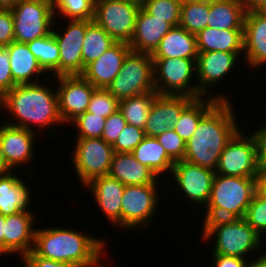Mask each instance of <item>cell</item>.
<instances>
[{
  "instance_id": "6da1fadb",
  "label": "cell",
  "mask_w": 266,
  "mask_h": 267,
  "mask_svg": "<svg viewBox=\"0 0 266 267\" xmlns=\"http://www.w3.org/2000/svg\"><path fill=\"white\" fill-rule=\"evenodd\" d=\"M40 83L16 85L0 98V108L8 111L16 122H6L9 125L34 131L33 127L55 133L51 126L64 123L60 113L57 89ZM1 111V110H0ZM48 126V127H46ZM51 128H50V127ZM53 131V132H51Z\"/></svg>"
},
{
  "instance_id": "7a4b0ae2",
  "label": "cell",
  "mask_w": 266,
  "mask_h": 267,
  "mask_svg": "<svg viewBox=\"0 0 266 267\" xmlns=\"http://www.w3.org/2000/svg\"><path fill=\"white\" fill-rule=\"evenodd\" d=\"M231 101H219L199 122L186 143L184 160L216 170L228 141L241 128L236 121Z\"/></svg>"
},
{
  "instance_id": "3957f363",
  "label": "cell",
  "mask_w": 266,
  "mask_h": 267,
  "mask_svg": "<svg viewBox=\"0 0 266 267\" xmlns=\"http://www.w3.org/2000/svg\"><path fill=\"white\" fill-rule=\"evenodd\" d=\"M45 228L35 230L33 251L38 256L86 267H102L100 258L106 248L104 240L83 231L58 226Z\"/></svg>"
},
{
  "instance_id": "277c9868",
  "label": "cell",
  "mask_w": 266,
  "mask_h": 267,
  "mask_svg": "<svg viewBox=\"0 0 266 267\" xmlns=\"http://www.w3.org/2000/svg\"><path fill=\"white\" fill-rule=\"evenodd\" d=\"M202 239L214 238L212 254H222L247 259L261 249L262 237L244 218L204 219Z\"/></svg>"
},
{
  "instance_id": "5b68a950",
  "label": "cell",
  "mask_w": 266,
  "mask_h": 267,
  "mask_svg": "<svg viewBox=\"0 0 266 267\" xmlns=\"http://www.w3.org/2000/svg\"><path fill=\"white\" fill-rule=\"evenodd\" d=\"M255 194V178L216 174L204 219L244 218Z\"/></svg>"
},
{
  "instance_id": "8992f818",
  "label": "cell",
  "mask_w": 266,
  "mask_h": 267,
  "mask_svg": "<svg viewBox=\"0 0 266 267\" xmlns=\"http://www.w3.org/2000/svg\"><path fill=\"white\" fill-rule=\"evenodd\" d=\"M238 130L223 149L216 174L255 178L260 171L259 144L254 132Z\"/></svg>"
},
{
  "instance_id": "52a82bcc",
  "label": "cell",
  "mask_w": 266,
  "mask_h": 267,
  "mask_svg": "<svg viewBox=\"0 0 266 267\" xmlns=\"http://www.w3.org/2000/svg\"><path fill=\"white\" fill-rule=\"evenodd\" d=\"M153 81L158 94L187 95L198 98L196 60L185 58H152Z\"/></svg>"
},
{
  "instance_id": "ba28073f",
  "label": "cell",
  "mask_w": 266,
  "mask_h": 267,
  "mask_svg": "<svg viewBox=\"0 0 266 267\" xmlns=\"http://www.w3.org/2000/svg\"><path fill=\"white\" fill-rule=\"evenodd\" d=\"M107 90L119 101L147 92H156L151 54L131 50Z\"/></svg>"
},
{
  "instance_id": "9c48e42d",
  "label": "cell",
  "mask_w": 266,
  "mask_h": 267,
  "mask_svg": "<svg viewBox=\"0 0 266 267\" xmlns=\"http://www.w3.org/2000/svg\"><path fill=\"white\" fill-rule=\"evenodd\" d=\"M14 41L28 43L52 33V0H20L12 9Z\"/></svg>"
},
{
  "instance_id": "30bf717a",
  "label": "cell",
  "mask_w": 266,
  "mask_h": 267,
  "mask_svg": "<svg viewBox=\"0 0 266 267\" xmlns=\"http://www.w3.org/2000/svg\"><path fill=\"white\" fill-rule=\"evenodd\" d=\"M141 5L129 0H95L93 21L116 42L130 43Z\"/></svg>"
},
{
  "instance_id": "8fae6325",
  "label": "cell",
  "mask_w": 266,
  "mask_h": 267,
  "mask_svg": "<svg viewBox=\"0 0 266 267\" xmlns=\"http://www.w3.org/2000/svg\"><path fill=\"white\" fill-rule=\"evenodd\" d=\"M159 183L126 185L121 200V228H148L159 202Z\"/></svg>"
},
{
  "instance_id": "7c38bea8",
  "label": "cell",
  "mask_w": 266,
  "mask_h": 267,
  "mask_svg": "<svg viewBox=\"0 0 266 267\" xmlns=\"http://www.w3.org/2000/svg\"><path fill=\"white\" fill-rule=\"evenodd\" d=\"M72 162L80 183L85 186L98 176L108 175L114 149L102 138H76Z\"/></svg>"
},
{
  "instance_id": "4fadbf2b",
  "label": "cell",
  "mask_w": 266,
  "mask_h": 267,
  "mask_svg": "<svg viewBox=\"0 0 266 267\" xmlns=\"http://www.w3.org/2000/svg\"><path fill=\"white\" fill-rule=\"evenodd\" d=\"M57 97L59 113L65 123L71 124L83 115L90 103L92 93L96 89L82 75L57 76Z\"/></svg>"
},
{
  "instance_id": "5bb4252c",
  "label": "cell",
  "mask_w": 266,
  "mask_h": 267,
  "mask_svg": "<svg viewBox=\"0 0 266 267\" xmlns=\"http://www.w3.org/2000/svg\"><path fill=\"white\" fill-rule=\"evenodd\" d=\"M52 33L59 46V76L81 75L83 73L82 46L86 32V20L69 19L62 31L55 29Z\"/></svg>"
},
{
  "instance_id": "9a60e30c",
  "label": "cell",
  "mask_w": 266,
  "mask_h": 267,
  "mask_svg": "<svg viewBox=\"0 0 266 267\" xmlns=\"http://www.w3.org/2000/svg\"><path fill=\"white\" fill-rule=\"evenodd\" d=\"M170 179H174V183L183 191L182 193L189 198L194 204L207 205L213 180L215 177V171L206 167H201L189 163L185 160L176 161L172 171Z\"/></svg>"
},
{
  "instance_id": "2e32d148",
  "label": "cell",
  "mask_w": 266,
  "mask_h": 267,
  "mask_svg": "<svg viewBox=\"0 0 266 267\" xmlns=\"http://www.w3.org/2000/svg\"><path fill=\"white\" fill-rule=\"evenodd\" d=\"M243 52L210 51L199 52L196 60L198 98L207 97L212 86L220 83L228 73L233 72ZM240 55V56H239ZM239 56V57H238ZM210 88V89H209Z\"/></svg>"
},
{
  "instance_id": "e0dca14e",
  "label": "cell",
  "mask_w": 266,
  "mask_h": 267,
  "mask_svg": "<svg viewBox=\"0 0 266 267\" xmlns=\"http://www.w3.org/2000/svg\"><path fill=\"white\" fill-rule=\"evenodd\" d=\"M194 100L187 95L157 94L144 128L146 136L156 137L173 129L182 111Z\"/></svg>"
},
{
  "instance_id": "ac0fdd59",
  "label": "cell",
  "mask_w": 266,
  "mask_h": 267,
  "mask_svg": "<svg viewBox=\"0 0 266 267\" xmlns=\"http://www.w3.org/2000/svg\"><path fill=\"white\" fill-rule=\"evenodd\" d=\"M0 125V147L7 166L12 170L18 165L32 163L36 132L7 123ZM4 124V125H3ZM30 160V161H29Z\"/></svg>"
},
{
  "instance_id": "d6986e66",
  "label": "cell",
  "mask_w": 266,
  "mask_h": 267,
  "mask_svg": "<svg viewBox=\"0 0 266 267\" xmlns=\"http://www.w3.org/2000/svg\"><path fill=\"white\" fill-rule=\"evenodd\" d=\"M35 214L30 210L5 216L4 255L20 254L21 260L33 250Z\"/></svg>"
},
{
  "instance_id": "ffe728a7",
  "label": "cell",
  "mask_w": 266,
  "mask_h": 267,
  "mask_svg": "<svg viewBox=\"0 0 266 267\" xmlns=\"http://www.w3.org/2000/svg\"><path fill=\"white\" fill-rule=\"evenodd\" d=\"M130 51L128 43L116 42L100 57L88 64L81 75L94 87L107 89L118 75Z\"/></svg>"
},
{
  "instance_id": "44dd1931",
  "label": "cell",
  "mask_w": 266,
  "mask_h": 267,
  "mask_svg": "<svg viewBox=\"0 0 266 267\" xmlns=\"http://www.w3.org/2000/svg\"><path fill=\"white\" fill-rule=\"evenodd\" d=\"M244 59L251 68L266 63V10L245 13L243 26Z\"/></svg>"
},
{
  "instance_id": "7402d4cb",
  "label": "cell",
  "mask_w": 266,
  "mask_h": 267,
  "mask_svg": "<svg viewBox=\"0 0 266 267\" xmlns=\"http://www.w3.org/2000/svg\"><path fill=\"white\" fill-rule=\"evenodd\" d=\"M84 187L89 188L108 221L121 228V200L125 185L110 175L98 176Z\"/></svg>"
},
{
  "instance_id": "603a6c76",
  "label": "cell",
  "mask_w": 266,
  "mask_h": 267,
  "mask_svg": "<svg viewBox=\"0 0 266 267\" xmlns=\"http://www.w3.org/2000/svg\"><path fill=\"white\" fill-rule=\"evenodd\" d=\"M172 27L170 23L148 14L141 7L129 46L132 51L152 54Z\"/></svg>"
},
{
  "instance_id": "cb8c5ba5",
  "label": "cell",
  "mask_w": 266,
  "mask_h": 267,
  "mask_svg": "<svg viewBox=\"0 0 266 267\" xmlns=\"http://www.w3.org/2000/svg\"><path fill=\"white\" fill-rule=\"evenodd\" d=\"M108 175L123 185L155 184L159 177L132 153H114Z\"/></svg>"
},
{
  "instance_id": "d4e9b609",
  "label": "cell",
  "mask_w": 266,
  "mask_h": 267,
  "mask_svg": "<svg viewBox=\"0 0 266 267\" xmlns=\"http://www.w3.org/2000/svg\"><path fill=\"white\" fill-rule=\"evenodd\" d=\"M6 48L9 53L11 75L16 85L41 82L39 80L40 74L43 73L41 75L43 76L46 72L39 65L38 60L28 48L27 43L13 41Z\"/></svg>"
},
{
  "instance_id": "484cf974",
  "label": "cell",
  "mask_w": 266,
  "mask_h": 267,
  "mask_svg": "<svg viewBox=\"0 0 266 267\" xmlns=\"http://www.w3.org/2000/svg\"><path fill=\"white\" fill-rule=\"evenodd\" d=\"M24 181L13 170L0 175V214L3 216L29 210L32 194Z\"/></svg>"
},
{
  "instance_id": "4316f807",
  "label": "cell",
  "mask_w": 266,
  "mask_h": 267,
  "mask_svg": "<svg viewBox=\"0 0 266 267\" xmlns=\"http://www.w3.org/2000/svg\"><path fill=\"white\" fill-rule=\"evenodd\" d=\"M198 54L196 36L175 26L162 38L151 57L197 59Z\"/></svg>"
},
{
  "instance_id": "83f0119b",
  "label": "cell",
  "mask_w": 266,
  "mask_h": 267,
  "mask_svg": "<svg viewBox=\"0 0 266 267\" xmlns=\"http://www.w3.org/2000/svg\"><path fill=\"white\" fill-rule=\"evenodd\" d=\"M195 36L198 52H243V29L206 27Z\"/></svg>"
},
{
  "instance_id": "f1b7e54d",
  "label": "cell",
  "mask_w": 266,
  "mask_h": 267,
  "mask_svg": "<svg viewBox=\"0 0 266 267\" xmlns=\"http://www.w3.org/2000/svg\"><path fill=\"white\" fill-rule=\"evenodd\" d=\"M210 96V97H209ZM194 99L180 114L175 123L174 131L185 143L193 136L200 120L219 102L229 101L223 94ZM207 99V100H206Z\"/></svg>"
},
{
  "instance_id": "f546056e",
  "label": "cell",
  "mask_w": 266,
  "mask_h": 267,
  "mask_svg": "<svg viewBox=\"0 0 266 267\" xmlns=\"http://www.w3.org/2000/svg\"><path fill=\"white\" fill-rule=\"evenodd\" d=\"M245 13L239 0H215L209 3L207 27L243 29Z\"/></svg>"
},
{
  "instance_id": "4dcf8cb0",
  "label": "cell",
  "mask_w": 266,
  "mask_h": 267,
  "mask_svg": "<svg viewBox=\"0 0 266 267\" xmlns=\"http://www.w3.org/2000/svg\"><path fill=\"white\" fill-rule=\"evenodd\" d=\"M132 154L138 162L149 167L159 178L167 172L171 175L175 161L155 137L145 136Z\"/></svg>"
},
{
  "instance_id": "1f68e13d",
  "label": "cell",
  "mask_w": 266,
  "mask_h": 267,
  "mask_svg": "<svg viewBox=\"0 0 266 267\" xmlns=\"http://www.w3.org/2000/svg\"><path fill=\"white\" fill-rule=\"evenodd\" d=\"M116 41L93 20H86V32L82 46L83 72L85 67L100 57Z\"/></svg>"
},
{
  "instance_id": "d6a6232c",
  "label": "cell",
  "mask_w": 266,
  "mask_h": 267,
  "mask_svg": "<svg viewBox=\"0 0 266 267\" xmlns=\"http://www.w3.org/2000/svg\"><path fill=\"white\" fill-rule=\"evenodd\" d=\"M157 94V92H147L120 100L119 110L126 123L144 130L152 102Z\"/></svg>"
},
{
  "instance_id": "836d02e7",
  "label": "cell",
  "mask_w": 266,
  "mask_h": 267,
  "mask_svg": "<svg viewBox=\"0 0 266 267\" xmlns=\"http://www.w3.org/2000/svg\"><path fill=\"white\" fill-rule=\"evenodd\" d=\"M27 46L46 73L59 76V46L53 33L30 41Z\"/></svg>"
},
{
  "instance_id": "e575fe53",
  "label": "cell",
  "mask_w": 266,
  "mask_h": 267,
  "mask_svg": "<svg viewBox=\"0 0 266 267\" xmlns=\"http://www.w3.org/2000/svg\"><path fill=\"white\" fill-rule=\"evenodd\" d=\"M209 3L182 1L179 26L196 35L207 27Z\"/></svg>"
},
{
  "instance_id": "d590c367",
  "label": "cell",
  "mask_w": 266,
  "mask_h": 267,
  "mask_svg": "<svg viewBox=\"0 0 266 267\" xmlns=\"http://www.w3.org/2000/svg\"><path fill=\"white\" fill-rule=\"evenodd\" d=\"M54 14L66 19L93 20L95 0H52Z\"/></svg>"
},
{
  "instance_id": "8d00e7d4",
  "label": "cell",
  "mask_w": 266,
  "mask_h": 267,
  "mask_svg": "<svg viewBox=\"0 0 266 267\" xmlns=\"http://www.w3.org/2000/svg\"><path fill=\"white\" fill-rule=\"evenodd\" d=\"M182 0H146L141 7L150 15L179 26Z\"/></svg>"
},
{
  "instance_id": "74e56055",
  "label": "cell",
  "mask_w": 266,
  "mask_h": 267,
  "mask_svg": "<svg viewBox=\"0 0 266 267\" xmlns=\"http://www.w3.org/2000/svg\"><path fill=\"white\" fill-rule=\"evenodd\" d=\"M119 110V100L107 89L96 88L92 93L87 112L107 118Z\"/></svg>"
},
{
  "instance_id": "f35d334b",
  "label": "cell",
  "mask_w": 266,
  "mask_h": 267,
  "mask_svg": "<svg viewBox=\"0 0 266 267\" xmlns=\"http://www.w3.org/2000/svg\"><path fill=\"white\" fill-rule=\"evenodd\" d=\"M106 118L85 112L71 124L78 129L77 138H101Z\"/></svg>"
},
{
  "instance_id": "ab89813d",
  "label": "cell",
  "mask_w": 266,
  "mask_h": 267,
  "mask_svg": "<svg viewBox=\"0 0 266 267\" xmlns=\"http://www.w3.org/2000/svg\"><path fill=\"white\" fill-rule=\"evenodd\" d=\"M244 219L263 238L266 233V200L255 193Z\"/></svg>"
},
{
  "instance_id": "60d3db41",
  "label": "cell",
  "mask_w": 266,
  "mask_h": 267,
  "mask_svg": "<svg viewBox=\"0 0 266 267\" xmlns=\"http://www.w3.org/2000/svg\"><path fill=\"white\" fill-rule=\"evenodd\" d=\"M143 129L127 124L112 145L115 153H132L145 138Z\"/></svg>"
},
{
  "instance_id": "b9f144b4",
  "label": "cell",
  "mask_w": 266,
  "mask_h": 267,
  "mask_svg": "<svg viewBox=\"0 0 266 267\" xmlns=\"http://www.w3.org/2000/svg\"><path fill=\"white\" fill-rule=\"evenodd\" d=\"M156 140L163 146L166 153L176 162L184 160L186 143L174 131L169 128L166 132L155 137Z\"/></svg>"
},
{
  "instance_id": "7bdbcfd3",
  "label": "cell",
  "mask_w": 266,
  "mask_h": 267,
  "mask_svg": "<svg viewBox=\"0 0 266 267\" xmlns=\"http://www.w3.org/2000/svg\"><path fill=\"white\" fill-rule=\"evenodd\" d=\"M126 125L127 123L122 112L117 110L106 118L101 138L106 143L113 145Z\"/></svg>"
},
{
  "instance_id": "ee69618b",
  "label": "cell",
  "mask_w": 266,
  "mask_h": 267,
  "mask_svg": "<svg viewBox=\"0 0 266 267\" xmlns=\"http://www.w3.org/2000/svg\"><path fill=\"white\" fill-rule=\"evenodd\" d=\"M16 84L11 75V64L6 47H0V98Z\"/></svg>"
},
{
  "instance_id": "f6af8a7d",
  "label": "cell",
  "mask_w": 266,
  "mask_h": 267,
  "mask_svg": "<svg viewBox=\"0 0 266 267\" xmlns=\"http://www.w3.org/2000/svg\"><path fill=\"white\" fill-rule=\"evenodd\" d=\"M14 41V23L10 9H0V47L9 46Z\"/></svg>"
},
{
  "instance_id": "bcb514c9",
  "label": "cell",
  "mask_w": 266,
  "mask_h": 267,
  "mask_svg": "<svg viewBox=\"0 0 266 267\" xmlns=\"http://www.w3.org/2000/svg\"><path fill=\"white\" fill-rule=\"evenodd\" d=\"M25 267H86L80 264L58 262L38 256L33 250L22 260Z\"/></svg>"
},
{
  "instance_id": "7dc6e473",
  "label": "cell",
  "mask_w": 266,
  "mask_h": 267,
  "mask_svg": "<svg viewBox=\"0 0 266 267\" xmlns=\"http://www.w3.org/2000/svg\"><path fill=\"white\" fill-rule=\"evenodd\" d=\"M213 267H248L250 260L227 256L222 254H213Z\"/></svg>"
},
{
  "instance_id": "c3c4849f",
  "label": "cell",
  "mask_w": 266,
  "mask_h": 267,
  "mask_svg": "<svg viewBox=\"0 0 266 267\" xmlns=\"http://www.w3.org/2000/svg\"><path fill=\"white\" fill-rule=\"evenodd\" d=\"M259 128L254 130L259 144V165L260 169H266V123Z\"/></svg>"
},
{
  "instance_id": "681fc988",
  "label": "cell",
  "mask_w": 266,
  "mask_h": 267,
  "mask_svg": "<svg viewBox=\"0 0 266 267\" xmlns=\"http://www.w3.org/2000/svg\"><path fill=\"white\" fill-rule=\"evenodd\" d=\"M255 193L266 200V169H260L255 177Z\"/></svg>"
},
{
  "instance_id": "f907efd6",
  "label": "cell",
  "mask_w": 266,
  "mask_h": 267,
  "mask_svg": "<svg viewBox=\"0 0 266 267\" xmlns=\"http://www.w3.org/2000/svg\"><path fill=\"white\" fill-rule=\"evenodd\" d=\"M245 11H265L266 10V0H239Z\"/></svg>"
},
{
  "instance_id": "816d5d0a",
  "label": "cell",
  "mask_w": 266,
  "mask_h": 267,
  "mask_svg": "<svg viewBox=\"0 0 266 267\" xmlns=\"http://www.w3.org/2000/svg\"><path fill=\"white\" fill-rule=\"evenodd\" d=\"M254 259V260H252ZM250 257V262L248 264V267H266V256L264 253H261L258 257Z\"/></svg>"
},
{
  "instance_id": "f5cc1de1",
  "label": "cell",
  "mask_w": 266,
  "mask_h": 267,
  "mask_svg": "<svg viewBox=\"0 0 266 267\" xmlns=\"http://www.w3.org/2000/svg\"><path fill=\"white\" fill-rule=\"evenodd\" d=\"M4 223L5 216L0 214V254L4 255Z\"/></svg>"
},
{
  "instance_id": "db71d44e",
  "label": "cell",
  "mask_w": 266,
  "mask_h": 267,
  "mask_svg": "<svg viewBox=\"0 0 266 267\" xmlns=\"http://www.w3.org/2000/svg\"><path fill=\"white\" fill-rule=\"evenodd\" d=\"M10 171L12 170L7 166L0 147V175L6 174Z\"/></svg>"
},
{
  "instance_id": "11a10c76",
  "label": "cell",
  "mask_w": 266,
  "mask_h": 267,
  "mask_svg": "<svg viewBox=\"0 0 266 267\" xmlns=\"http://www.w3.org/2000/svg\"><path fill=\"white\" fill-rule=\"evenodd\" d=\"M20 0H0V9H12Z\"/></svg>"
},
{
  "instance_id": "9f6ffc18",
  "label": "cell",
  "mask_w": 266,
  "mask_h": 267,
  "mask_svg": "<svg viewBox=\"0 0 266 267\" xmlns=\"http://www.w3.org/2000/svg\"><path fill=\"white\" fill-rule=\"evenodd\" d=\"M182 1H193V2H206V3H211L215 0H182Z\"/></svg>"
},
{
  "instance_id": "6f0895ef",
  "label": "cell",
  "mask_w": 266,
  "mask_h": 267,
  "mask_svg": "<svg viewBox=\"0 0 266 267\" xmlns=\"http://www.w3.org/2000/svg\"><path fill=\"white\" fill-rule=\"evenodd\" d=\"M129 1H133L135 3H138L139 5H142L146 0H129Z\"/></svg>"
}]
</instances>
